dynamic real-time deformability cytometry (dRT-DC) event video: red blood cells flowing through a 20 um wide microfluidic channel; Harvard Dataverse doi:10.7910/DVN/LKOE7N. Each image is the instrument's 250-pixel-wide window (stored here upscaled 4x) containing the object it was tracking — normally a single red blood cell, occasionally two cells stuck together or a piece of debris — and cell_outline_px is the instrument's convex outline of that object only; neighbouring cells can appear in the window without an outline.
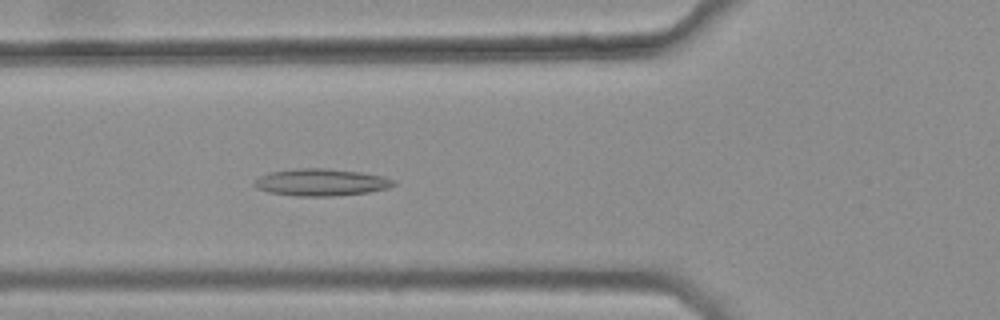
{"species": "common noctule bat (a hibernating species)", "species_latin": "Nyctalus noctula", "temperature_condition": "warm", "stored_images_in_passage": 12, "camera_frame_rate_fps": 3000, "um_per_image_px": 0.085, "animal": {"sex": "female", "body_mass_g": 25.1}, "frame": {"image": 1, "passage_image": 6, "time_ms": 1.667, "image_size_px": [1000, 320], "cell_outline_px": [[396, 184], [388, 188], [368, 192], [332, 196], [296, 196], [268, 192], [256, 188], [252, 184], [260, 176], [268, 172], [296, 168], [324, 168], [364, 172], [384, 176], [396, 180]], "centroid_in_image_um": [27.3, 15.49], "position_along_channel_um": 98.5, "area_um2": 22.2}}
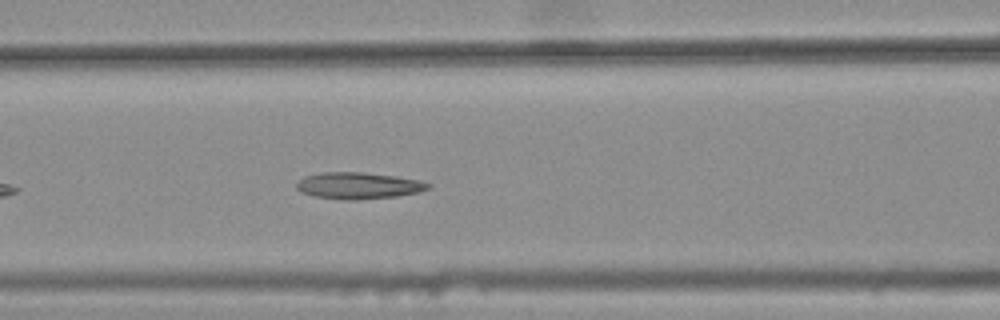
{"frame": {"image": 2, "passage_image": 9, "time_ms": 2.667, "image_size_px": [1000, 320], "cell_outline_px": [[432, 188], [420, 192], [400, 196], [352, 200], [344, 200], [316, 196], [300, 192], [296, 188], [296, 184], [304, 176], [320, 172], [364, 172], [396, 176], [420, 180], [432, 184]], "centroid_in_image_um": [30.51, 15.77], "position_along_channel_um": 136.1, "area_um2": 20.63}}